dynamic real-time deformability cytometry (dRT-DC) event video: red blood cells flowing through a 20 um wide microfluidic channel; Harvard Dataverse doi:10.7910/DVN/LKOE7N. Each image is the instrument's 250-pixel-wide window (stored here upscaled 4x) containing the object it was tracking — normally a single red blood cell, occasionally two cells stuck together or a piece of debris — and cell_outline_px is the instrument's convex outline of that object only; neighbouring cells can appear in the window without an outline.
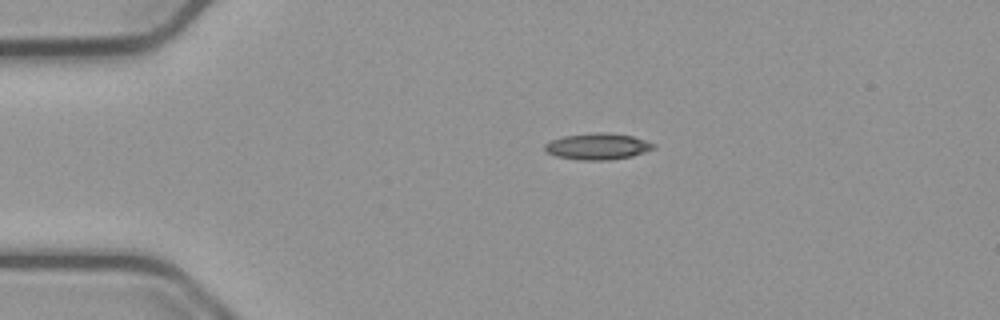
{"species": "common noctule bat (a hibernating species)", "species_latin": "Nyctalus noctula", "temperature_condition": "cold", "stored_images_in_passage": 44, "camera_frame_rate_fps": 3000, "um_per_image_px": 0.085, "animal": {"sex": "male", "body_mass_g": 23.1, "forearm_length_mm": 52.7}, "frame": {"image": 1, "passage_image": 1, "time_ms": 0.0, "image_size_px": [1000, 320], "cell_outline_px": [[656, 148], [632, 156], [608, 160], [584, 160], [556, 156], [548, 152], [544, 148], [544, 144], [552, 140], [564, 136], [596, 132], [608, 132], [632, 136], [656, 144]], "centroid_in_image_um": [50.83, 12.44], "position_along_channel_um": 34.2, "area_um2": 16.59}}
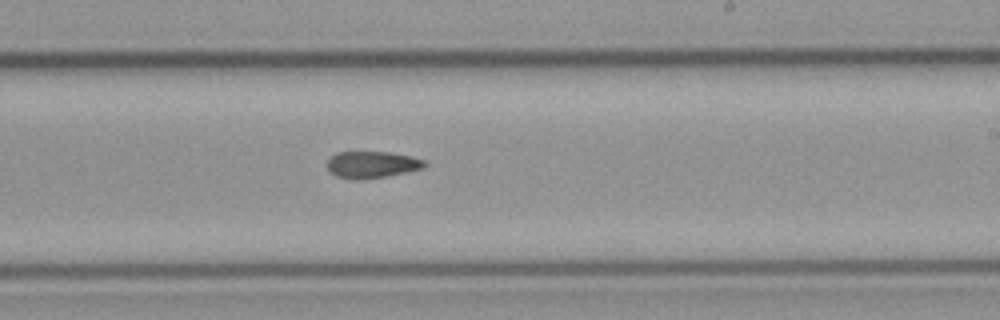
{"frame": {"image": 2, "passage_image": 22, "time_ms": 7.0, "image_size_px": [1000, 320], "cell_outline_px": [[428, 164], [420, 168], [404, 172], [384, 176], [336, 176], [324, 164], [336, 152], [388, 152], [408, 156], [424, 160]], "centroid_in_image_um": [31.6, 13.93], "position_along_channel_um": 257.4, "area_um2": 14.16}}
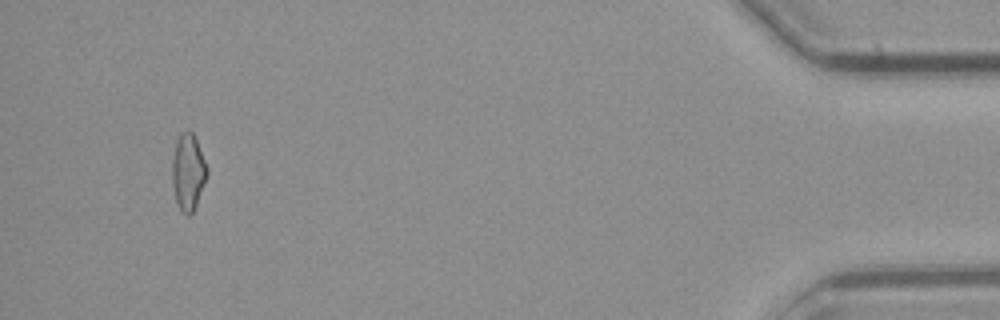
{"frame": {"image": 3, "passage_image": 41, "time_ms": 13.333, "image_size_px": [1000, 320], "cell_outline_px": [[208, 176], [196, 204], [192, 212], [188, 216], [180, 212], [176, 204], [172, 184], [172, 160], [176, 140], [180, 132], [192, 132], [196, 140], [208, 168]], "centroid_in_image_um": [15.97, 14.66], "position_along_channel_um": 419.2, "area_um2": 15.66}}